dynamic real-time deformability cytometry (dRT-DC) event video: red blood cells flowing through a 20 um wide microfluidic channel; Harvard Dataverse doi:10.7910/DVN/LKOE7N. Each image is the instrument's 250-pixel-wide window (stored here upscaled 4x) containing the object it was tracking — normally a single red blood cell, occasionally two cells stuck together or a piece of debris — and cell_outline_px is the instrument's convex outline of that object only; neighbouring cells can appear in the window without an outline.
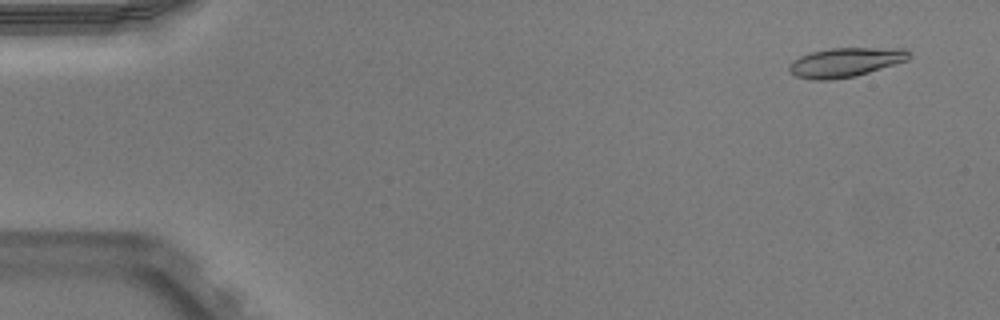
{"species": "Egyptian fruit bat (a non-hibernating species)", "species_latin": "Rousettus aegyptiacus", "temperature_condition": "warm", "stored_images_in_passage": 52, "camera_frame_rate_fps": 3000, "um_per_image_px": 0.085, "animal": {"sex": "male"}, "frame": {"image": 1, "passage_image": 4, "time_ms": 1.0, "image_size_px": [1000, 320], "cell_outline_px": [[912, 56], [908, 60], [856, 76], [828, 80], [812, 80], [796, 76], [788, 68], [792, 60], [800, 56], [812, 52], [828, 48], [908, 48], [912, 52]], "centroid_in_image_um": [71.91, 5.28], "position_along_channel_um": 13.1, "area_um2": 20.58}}
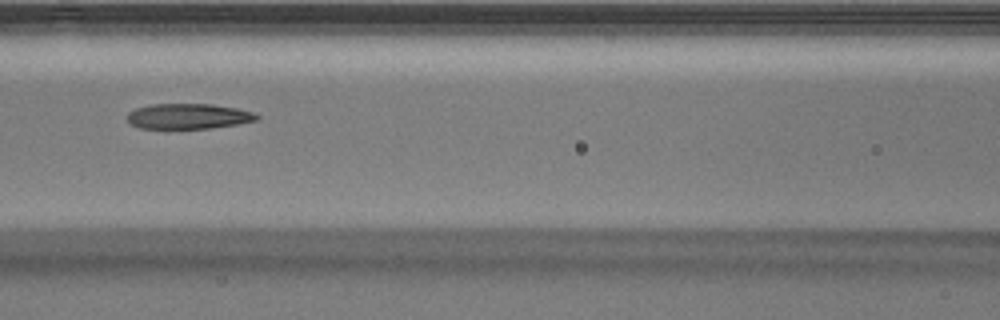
{"frame": {"image": 2, "passage_image": 24, "time_ms": 7.667, "image_size_px": [1000, 320], "cell_outline_px": [[260, 120], [236, 124], [208, 128], [140, 128], [132, 124], [128, 120], [128, 112], [136, 108], [152, 104], [212, 104], [236, 108], [252, 112], [260, 116]], "centroid_in_image_um": [16.03, 9.87], "position_along_channel_um": 150.6, "area_um2": 18.96}}
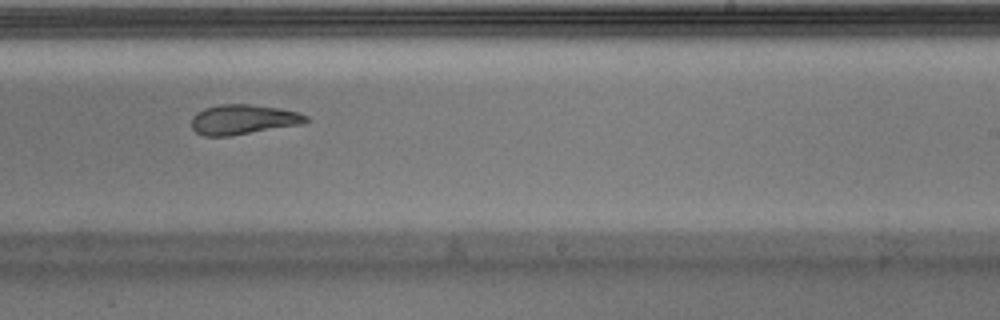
{"frame": {"image": 3, "passage_image": 33, "time_ms": 10.667, "image_size_px": [1000, 320], "cell_outline_px": [[308, 120], [304, 124], [228, 136], [204, 136], [196, 132], [192, 128], [192, 116], [196, 112], [204, 108], [220, 104], [252, 104], [280, 108], [300, 112], [308, 116]], "centroid_in_image_um": [20.68, 10.15], "position_along_channel_um": 268.3, "area_um2": 20.11}, "authors_computed_cell_mechanics": {"area_um2": 20.4323, "velocity_mm_per_s": 3.9404, "shape_relaxation_time_tau1_ms": 10.7213, "shape_relaxation_time_tau2_ms": 2.5673, "deformation_change_tau1": 0.2683, "deformation_change_tau2": 0.1117}}